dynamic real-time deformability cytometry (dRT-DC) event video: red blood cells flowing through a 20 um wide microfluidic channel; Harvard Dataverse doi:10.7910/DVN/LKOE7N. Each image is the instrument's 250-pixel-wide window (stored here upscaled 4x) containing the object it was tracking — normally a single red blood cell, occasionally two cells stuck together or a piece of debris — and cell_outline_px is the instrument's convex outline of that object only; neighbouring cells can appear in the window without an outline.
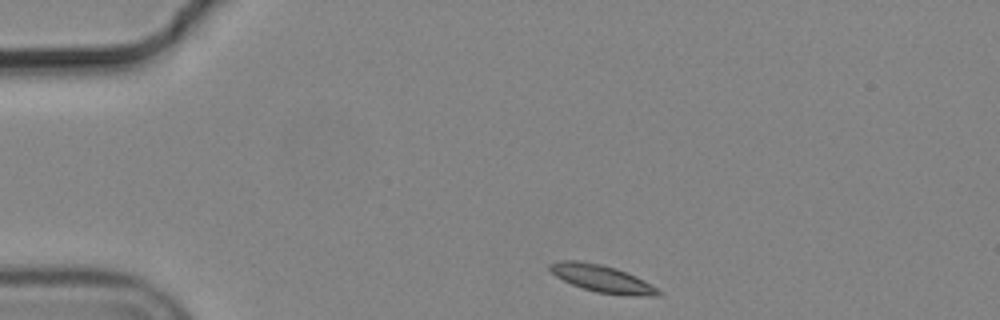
{"species": "common noctule bat (a hibernating species)", "species_latin": "Nyctalus noctula", "temperature_condition": "cold", "stored_images_in_passage": 39, "camera_frame_rate_fps": 3000, "um_per_image_px": 0.085, "animal": {"sex": "male", "body_mass_g": 19.2, "forearm_length_mm": 51.8}, "frame": {"image": 1, "passage_image": 1, "time_ms": 0.0, "image_size_px": [1000, 320], "cell_outline_px": [[664, 292], [660, 296], [628, 296], [596, 292], [572, 284], [556, 276], [548, 268], [548, 264], [560, 260], [580, 260], [600, 264], [616, 268], [636, 276], [644, 280]], "centroid_in_image_um": [51.21, 23.69], "position_along_channel_um": 33.8, "area_um2": 17.34}}
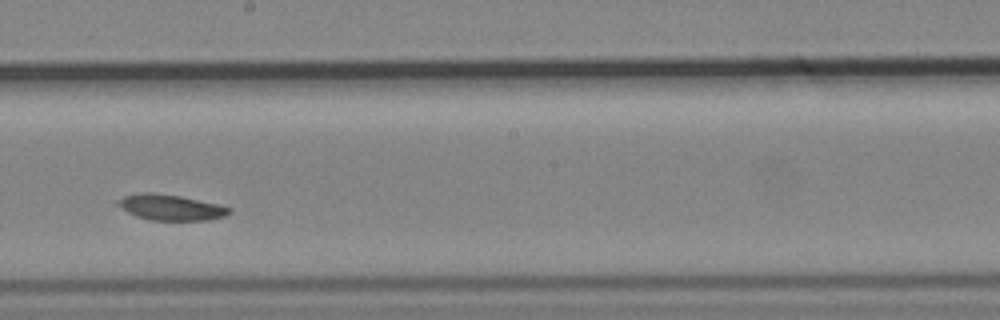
{"frame": {"image": 2, "passage_image": 22, "time_ms": 7.0, "image_size_px": [1000, 320], "cell_outline_px": [[232, 212], [224, 216], [208, 220], [152, 220], [136, 216], [112, 204], [116, 200], [124, 196], [140, 192], [156, 192], [180, 196], [220, 204], [232, 208]], "centroid_in_image_um": [14.47, 17.61], "position_along_channel_um": 233.7, "area_um2": 16.99}}
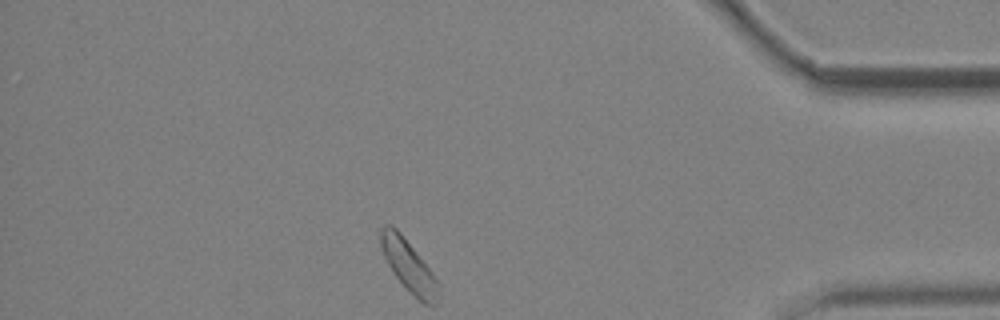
{"frame": {"image": 3, "passage_image": 39, "time_ms": 12.667, "image_size_px": [1000, 320], "cell_outline_px": [[440, 292], [436, 304], [424, 304], [412, 296], [396, 276], [388, 264], [380, 248], [380, 228], [384, 224], [392, 224], [400, 232], [432, 272], [440, 284]], "centroid_in_image_um": [34.74, 22.6], "position_along_channel_um": 400.5, "area_um2": 17.46}}